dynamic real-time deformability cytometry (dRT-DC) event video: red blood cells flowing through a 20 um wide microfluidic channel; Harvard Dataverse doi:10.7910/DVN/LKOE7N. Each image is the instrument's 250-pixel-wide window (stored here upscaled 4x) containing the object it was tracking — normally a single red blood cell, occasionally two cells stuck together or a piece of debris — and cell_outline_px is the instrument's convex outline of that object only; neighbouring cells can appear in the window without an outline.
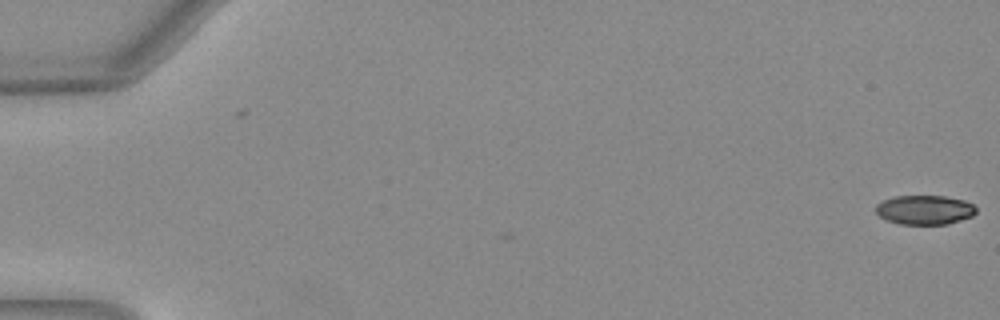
{"species": "Egyptian fruit bat (a non-hibernating species)", "species_latin": "Rousettus aegyptiacus", "temperature_condition": "warm", "stored_images_in_passage": 5, "camera_frame_rate_fps": 3000, "um_per_image_px": 0.085, "animal": {"sex": "female"}, "frame": {"image": 1, "passage_image": 5, "time_ms": 1.333, "image_size_px": [1000, 320], "cell_outline_px": [[976, 212], [972, 216], [948, 224], [900, 224], [888, 220], [880, 216], [876, 212], [876, 204], [892, 196], [944, 196], [964, 200], [972, 204], [976, 208]], "centroid_in_image_um": [78.6, 17.83], "position_along_channel_um": 6.4, "area_um2": 17.05}}